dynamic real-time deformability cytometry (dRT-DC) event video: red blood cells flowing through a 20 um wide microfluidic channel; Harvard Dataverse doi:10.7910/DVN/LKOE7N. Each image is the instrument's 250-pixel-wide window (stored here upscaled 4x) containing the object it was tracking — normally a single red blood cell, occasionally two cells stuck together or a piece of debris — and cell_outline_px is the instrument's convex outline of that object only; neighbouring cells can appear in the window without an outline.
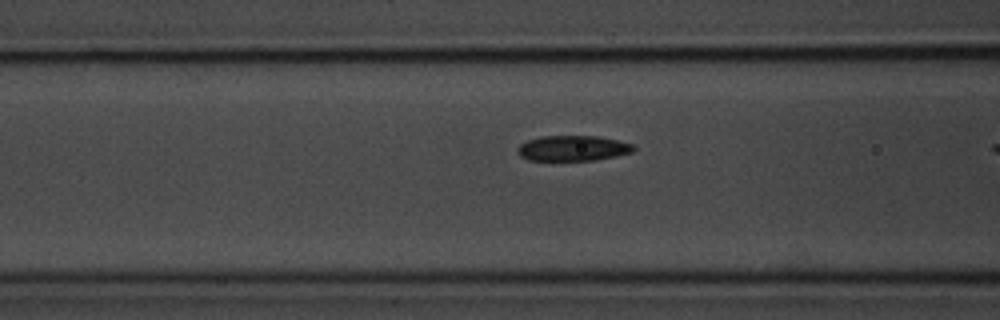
{"species": "common noctule bat (a hibernating species)", "species_latin": "Nyctalus noctula", "temperature_condition": "room temperature", "stored_images_in_passage": 10, "camera_frame_rate_fps": 3000, "um_per_image_px": 0.085, "animal": {"sex": "male", "body_mass_g": 20.1, "forearm_length_mm": 53.5}, "frame": {"image": 1, "passage_image": 9, "time_ms": 2.667, "image_size_px": [1000, 320], "cell_outline_px": [[636, 148], [632, 152], [616, 156], [592, 160], [528, 160], [520, 156], [516, 152], [516, 148], [520, 144], [528, 140], [540, 136], [596, 136], [616, 140], [632, 144]], "centroid_in_image_um": [48.65, 12.6], "position_along_channel_um": 118.0, "area_um2": 17.11}}